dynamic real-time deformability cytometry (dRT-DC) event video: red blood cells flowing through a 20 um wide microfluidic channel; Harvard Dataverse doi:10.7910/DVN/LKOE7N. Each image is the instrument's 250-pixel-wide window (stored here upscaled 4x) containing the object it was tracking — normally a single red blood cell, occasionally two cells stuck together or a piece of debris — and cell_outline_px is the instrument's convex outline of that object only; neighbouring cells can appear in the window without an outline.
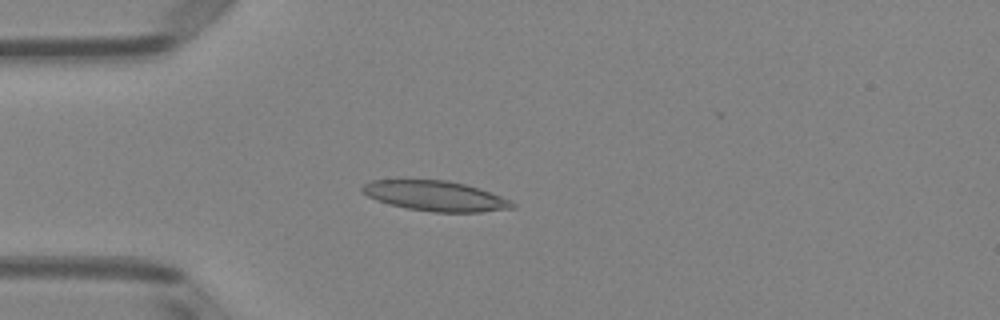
{"species": "Egyptian fruit bat (a non-hibernating species)", "species_latin": "Rousettus aegyptiacus", "temperature_condition": "room temperature", "stored_images_in_passage": 49, "camera_frame_rate_fps": 3000, "um_per_image_px": 0.085, "animal": {"sex": "female"}, "frame": {"image": 1, "passage_image": 11, "time_ms": 3.333, "image_size_px": [1000, 320], "cell_outline_px": [[516, 208], [480, 212], [432, 212], [408, 208], [388, 204], [376, 200], [360, 192], [360, 188], [364, 184], [372, 180], [396, 176], [404, 176], [448, 180], [464, 184], [512, 200], [516, 204]], "centroid_in_image_um": [36.88, 16.6], "position_along_channel_um": 48.1, "area_um2": 27.51}}
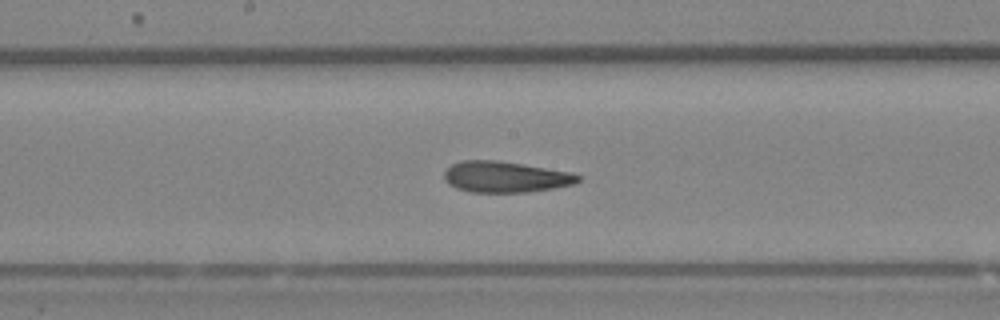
{"frame": {"image": 2, "passage_image": 24, "time_ms": 7.667, "image_size_px": [1000, 320], "cell_outline_px": [[580, 180], [576, 184], [528, 192], [468, 192], [456, 188], [448, 184], [444, 180], [444, 172], [452, 164], [460, 160], [496, 160], [572, 172], [580, 176]], "centroid_in_image_um": [42.94, 15.04], "position_along_channel_um": 205.3, "area_um2": 24.28}}
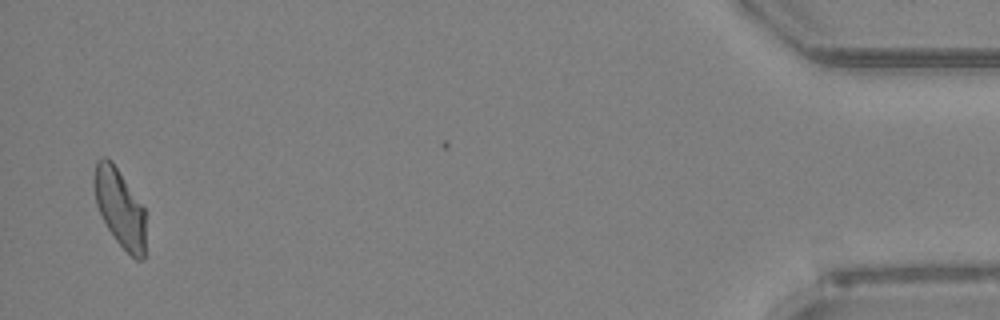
{"frame": {"image": 3, "passage_image": 47, "time_ms": 15.333, "image_size_px": [1000, 320], "cell_outline_px": [[144, 260], [136, 260], [116, 240], [108, 228], [96, 204], [92, 180], [96, 164], [104, 156], [108, 156], [112, 160], [144, 208]], "centroid_in_image_um": [10.16, 17.63], "position_along_channel_um": 425.0, "area_um2": 23.12}, "authors_computed_cell_mechanics": {"area_um2": 24.7962, "velocity_mm_per_s": 3.9709, "shape_relaxation_time_tau1_ms": 7.6708, "shape_relaxation_time_tau2_ms": 2.71, "deformation_change_tau1": 0.1902, "deformation_change_tau2": 0.115}}